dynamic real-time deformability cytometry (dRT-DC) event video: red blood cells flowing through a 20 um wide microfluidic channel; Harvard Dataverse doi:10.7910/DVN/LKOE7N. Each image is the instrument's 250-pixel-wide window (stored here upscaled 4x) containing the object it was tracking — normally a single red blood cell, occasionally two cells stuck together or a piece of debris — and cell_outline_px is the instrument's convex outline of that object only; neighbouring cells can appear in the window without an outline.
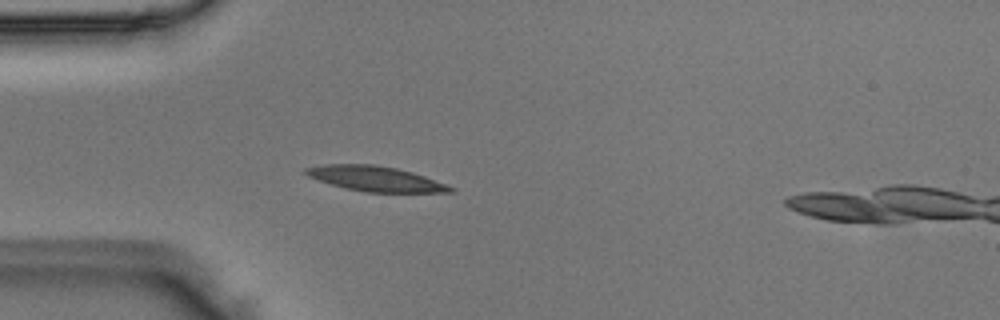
{"species": "Egyptian fruit bat (a non-hibernating species)", "species_latin": "Rousettus aegyptiacus", "temperature_condition": "room temperature", "stored_images_in_passage": 52, "segment_of_instrument_passage": [1, 2], "camera_frame_rate_fps": 3000, "um_per_image_px": 0.085, "animal": {"sex": "male"}, "frame": {"image": 1, "passage_image": 14, "time_ms": 4.333, "image_size_px": [1000, 320], "cell_outline_px": [[456, 192], [364, 192], [344, 188], [308, 176], [304, 172], [304, 168], [324, 164], [372, 164], [396, 168], [412, 172], [448, 184], [456, 188]], "centroid_in_image_um": [31.95, 15.19], "position_along_channel_um": 53.0, "area_um2": 21.1}}
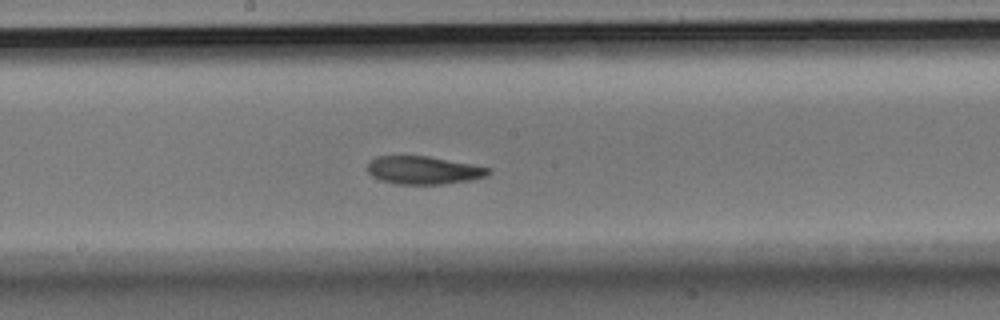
{"frame": {"image": 2, "passage_image": 27, "time_ms": 8.667, "image_size_px": [1000, 320], "cell_outline_px": [[492, 172], [484, 176], [472, 180], [444, 184], [396, 184], [380, 180], [372, 176], [368, 172], [368, 164], [376, 156], [428, 156], [472, 164], [492, 168]], "centroid_in_image_um": [36.02, 14.47], "position_along_channel_um": 212.2, "area_um2": 19.77}}
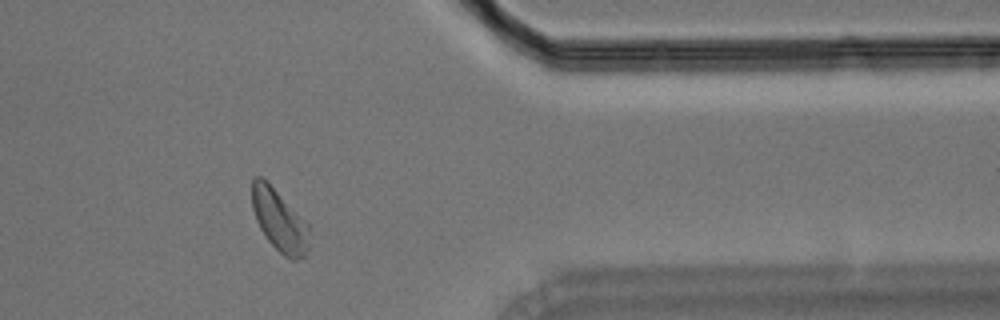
{"frame": {"image": 3, "passage_image": 42, "time_ms": 13.667, "image_size_px": [1000, 320], "cell_outline_px": [[308, 248], [304, 256], [296, 260], [292, 260], [284, 256], [268, 240], [260, 228], [256, 220], [252, 208], [252, 180], [256, 176], [260, 176], [308, 224]], "centroid_in_image_um": [23.73, 18.78], "position_along_channel_um": 387.7, "area_um2": 19.88}}